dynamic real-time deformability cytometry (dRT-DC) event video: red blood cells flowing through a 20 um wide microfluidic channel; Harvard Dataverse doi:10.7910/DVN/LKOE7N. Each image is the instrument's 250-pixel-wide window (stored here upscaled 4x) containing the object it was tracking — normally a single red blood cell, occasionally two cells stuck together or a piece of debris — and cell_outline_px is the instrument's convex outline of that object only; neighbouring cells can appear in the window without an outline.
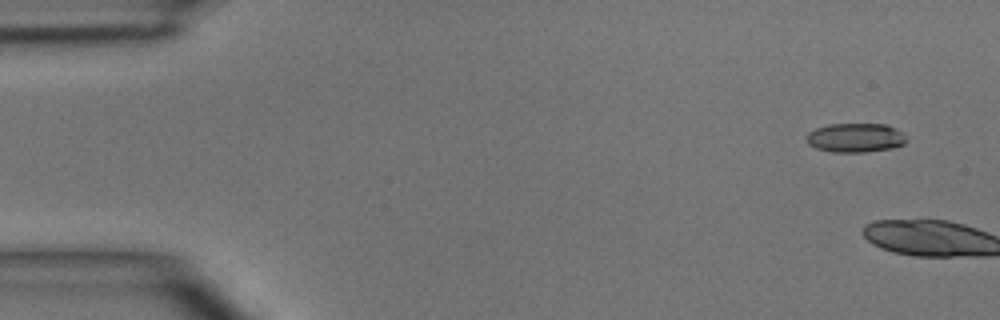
{"species": "common noctule bat (a hibernating species)", "species_latin": "Nyctalus noctula", "temperature_condition": "room temperature", "stored_images_in_passage": 5, "camera_frame_rate_fps": 3000, "um_per_image_px": 0.085, "animal": {"sex": "male", "body_mass_g": 15.6}, "frame": {"image": 1, "passage_image": 1, "time_ms": 0.0, "image_size_px": [1000, 320], "cell_outline_px": [[908, 140], [904, 144], [892, 148], [864, 152], [832, 152], [816, 148], [808, 144], [808, 132], [816, 128], [828, 124], [888, 124], [904, 132]], "centroid_in_image_um": [72.76, 11.7], "position_along_channel_um": 12.2, "area_um2": 17.11}}